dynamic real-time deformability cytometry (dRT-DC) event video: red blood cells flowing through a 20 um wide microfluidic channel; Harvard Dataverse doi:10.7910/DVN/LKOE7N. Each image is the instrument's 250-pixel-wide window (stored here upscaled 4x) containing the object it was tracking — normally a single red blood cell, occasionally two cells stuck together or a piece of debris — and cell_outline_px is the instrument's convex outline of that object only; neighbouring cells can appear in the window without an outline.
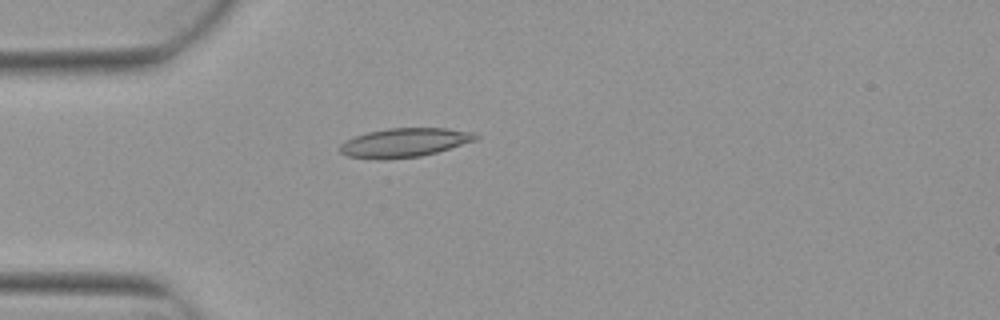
{"species": "Egyptian fruit bat (a non-hibernating species)", "species_latin": "Rousettus aegyptiacus", "temperature_condition": "warm", "stored_images_in_passage": 4, "camera_frame_rate_fps": 3000, "um_per_image_px": 0.085, "animal": {"sex": "female"}, "frame": {"image": 1, "passage_image": 4, "time_ms": 1.0, "image_size_px": [1000, 320], "cell_outline_px": [[480, 136], [476, 140], [436, 152], [420, 156], [384, 160], [376, 160], [348, 156], [340, 152], [340, 144], [344, 140], [368, 132], [388, 128], [448, 128], [476, 132]], "centroid_in_image_um": [34.38, 12.12], "position_along_channel_um": 50.6, "area_um2": 23.06}}